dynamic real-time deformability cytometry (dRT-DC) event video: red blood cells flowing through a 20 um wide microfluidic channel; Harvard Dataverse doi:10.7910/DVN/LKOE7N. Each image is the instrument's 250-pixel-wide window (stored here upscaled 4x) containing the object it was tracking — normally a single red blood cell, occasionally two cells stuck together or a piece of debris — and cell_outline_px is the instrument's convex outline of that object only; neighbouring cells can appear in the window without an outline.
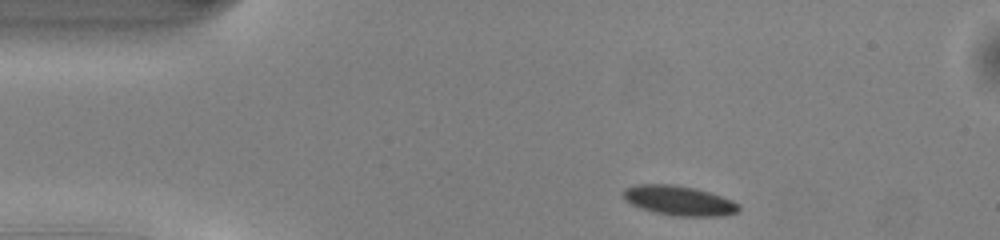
{"species": "common noctule bat (a hibernating species)", "species_latin": "Nyctalus noctula", "temperature_condition": "warm", "stored_images_in_passage": 42, "camera_frame_rate_fps": 3000, "um_per_image_px": 0.085, "animal": {"sex": "male", "body_mass_g": 13.0, "forearm_length_mm": 53.1}, "frame": {"image": 1, "passage_image": 1, "time_ms": 0.0, "image_size_px": [1000, 240], "cell_outline_px": [[740, 212], [724, 216], [672, 216], [652, 212], [640, 208], [624, 200], [624, 188], [636, 184], [672, 184], [696, 188], [732, 200], [740, 204]], "centroid_in_image_um": [57.73, 17.06], "position_along_channel_um": 27.3, "area_um2": 20.23}}
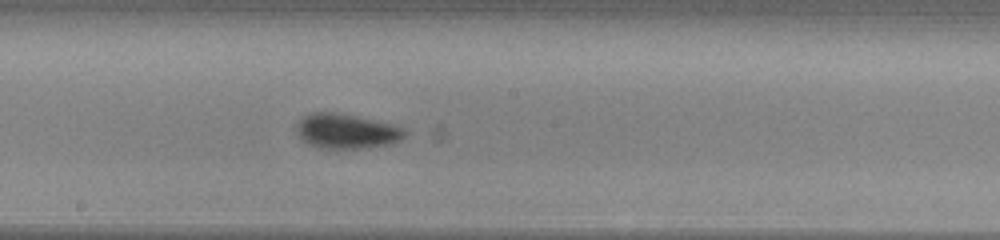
{"frame": {"image": 2, "passage_image": 19, "time_ms": 6.0, "image_size_px": [1000, 240], "cell_outline_px": [[408, 132], [400, 140], [392, 144], [356, 148], [316, 148], [308, 144], [300, 136], [296, 128], [296, 124], [304, 116], [312, 112], [332, 112], [356, 116], [392, 124], [404, 128]], "centroid_in_image_um": [29.45, 11.15], "position_along_channel_um": 218.7, "area_um2": 21.79}}
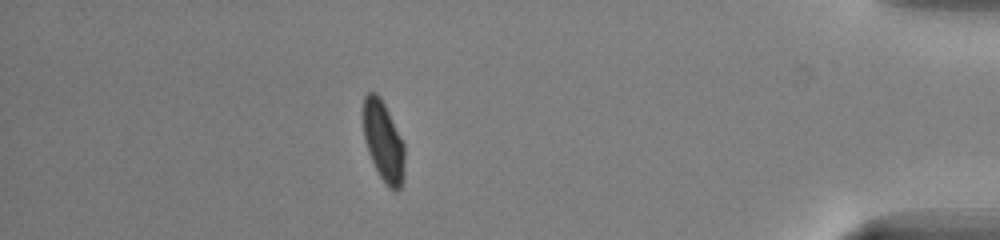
{"frame": {"image": 3, "passage_image": 36, "time_ms": 11.667, "image_size_px": [1000, 240], "cell_outline_px": [[404, 172], [400, 188], [396, 192], [388, 188], [380, 176], [368, 152], [364, 140], [364, 96], [368, 92], [376, 92], [380, 96], [404, 144]], "centroid_in_image_um": [32.59, 12.04], "position_along_channel_um": 402.6, "area_um2": 19.07}, "authors_computed_cell_mechanics": {"area_um2": 20.4901, "velocity_mm_per_s": 4.1352, "shape_relaxation_time_tau1_ms": 2.6765, "shape_relaxation_time_tau2_ms": 1.4923, "deformation_change_tau1": 0.1003, "deformation_change_tau2": 0.0461}}